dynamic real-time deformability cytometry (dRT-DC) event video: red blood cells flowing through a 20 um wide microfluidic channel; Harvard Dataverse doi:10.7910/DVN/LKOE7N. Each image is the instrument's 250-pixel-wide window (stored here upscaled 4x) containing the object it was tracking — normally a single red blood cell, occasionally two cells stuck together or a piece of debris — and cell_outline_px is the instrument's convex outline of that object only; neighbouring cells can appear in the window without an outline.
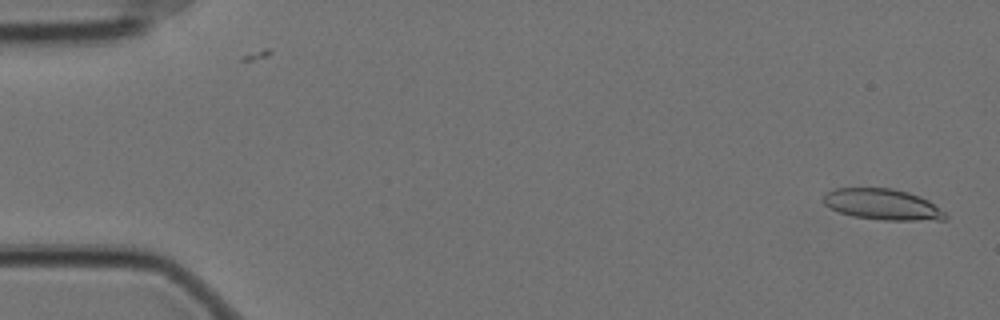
{"species": "Egyptian fruit bat (a non-hibernating species)", "species_latin": "Rousettus aegyptiacus", "temperature_condition": "cold", "stored_images_in_passage": 59, "segment_of_instrument_passage": [1, 2], "camera_frame_rate_fps": 3000, "um_per_image_px": 0.085, "animal": {"sex": "female"}, "frame": {"image": 1, "passage_image": 2, "time_ms": 0.333, "image_size_px": [1000, 320], "cell_outline_px": [[948, 220], [880, 220], [852, 216], [840, 212], [824, 204], [824, 192], [836, 188], [892, 188], [908, 192], [920, 196], [928, 200], [944, 212], [948, 216]], "centroid_in_image_um": [75.02, 17.37], "position_along_channel_um": 10.0, "area_um2": 22.02}}
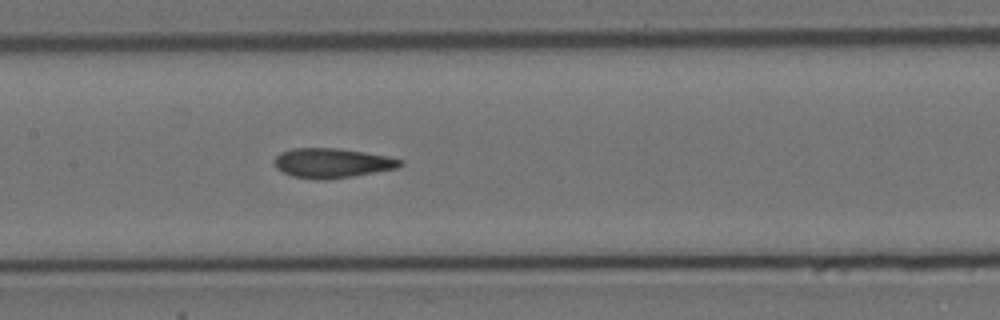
{"frame": {"image": 2, "passage_image": 28, "time_ms": 9.0, "image_size_px": [1000, 320], "cell_outline_px": [[404, 164], [396, 168], [352, 176], [328, 180], [316, 180], [292, 176], [276, 168], [276, 156], [280, 152], [292, 148], [340, 148], [388, 156], [404, 160]], "centroid_in_image_um": [28.24, 13.85], "position_along_channel_um": 179.2, "area_um2": 21.73}}
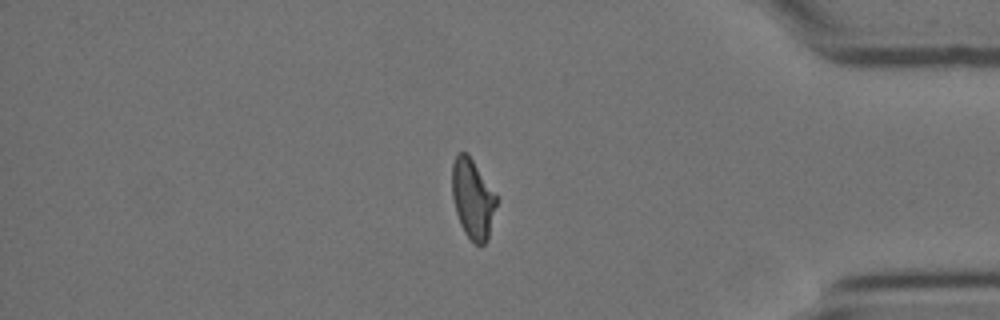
{"frame": {"image": 3, "passage_image": 49, "time_ms": 16.0, "image_size_px": [1000, 320], "cell_outline_px": [[496, 204], [488, 240], [484, 244], [476, 244], [464, 232], [460, 224], [456, 212], [452, 196], [452, 164], [456, 152], [468, 152], [496, 196]], "centroid_in_image_um": [40.15, 16.87], "position_along_channel_um": 395.1, "area_um2": 20.4}}